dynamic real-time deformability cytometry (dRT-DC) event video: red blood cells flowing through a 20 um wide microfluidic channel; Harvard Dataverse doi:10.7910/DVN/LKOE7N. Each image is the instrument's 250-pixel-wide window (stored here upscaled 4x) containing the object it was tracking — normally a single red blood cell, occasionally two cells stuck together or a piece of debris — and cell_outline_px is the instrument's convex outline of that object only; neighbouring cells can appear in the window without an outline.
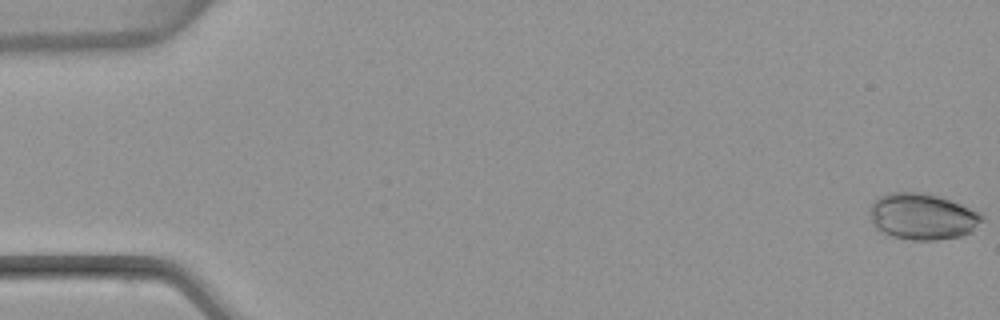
{"species": "common noctule bat (a hibernating species)", "species_latin": "Nyctalus noctula", "temperature_condition": "warm", "stored_images_in_passage": 54, "camera_frame_rate_fps": 3000, "um_per_image_px": 0.085, "animal": {"sex": "female", "body_mass_g": 22.7, "forearm_length_mm": 54.2}, "frame": {"image": 1, "passage_image": 1, "time_ms": 0.0, "image_size_px": [1000, 320], "cell_outline_px": [[984, 220], [972, 232], [960, 236], [936, 240], [912, 240], [892, 236], [880, 232], [872, 224], [872, 204], [880, 196], [888, 192], [928, 192], [952, 200], [980, 212], [984, 216]], "centroid_in_image_um": [78.46, 18.4], "position_along_channel_um": 6.5, "area_um2": 30.52}}
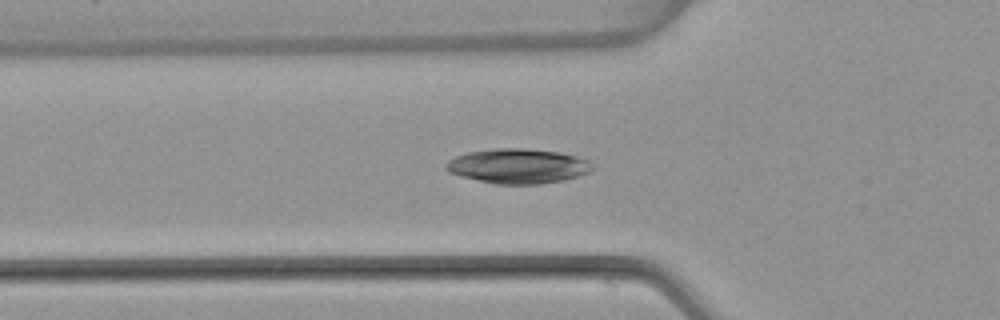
{"frame": {"image": 2, "passage_image": 19, "time_ms": 6.0, "image_size_px": [1000, 320], "cell_outline_px": [[592, 168], [588, 172], [564, 180], [540, 184], [496, 184], [460, 176], [448, 172], [444, 164], [448, 160], [456, 156], [468, 152], [492, 148], [524, 148], [560, 152], [576, 156], [588, 160]], "centroid_in_image_um": [43.98, 14.11], "position_along_channel_um": 81.8, "area_um2": 29.59}}
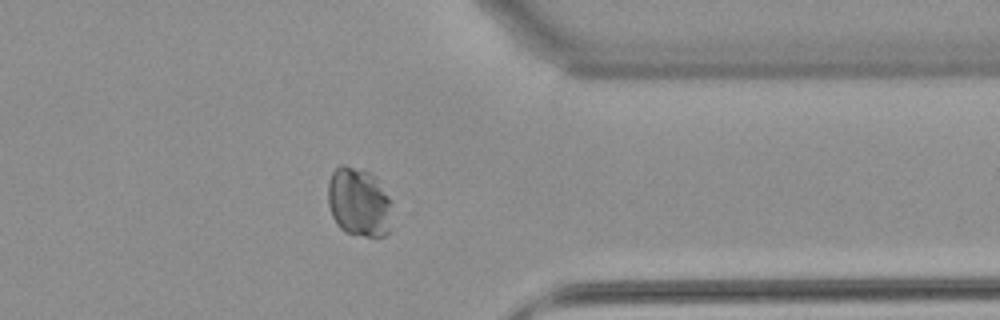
{"frame": {"image": 3, "passage_image": 43, "time_ms": 14.0, "image_size_px": [1000, 320], "cell_outline_px": [[392, 232], [384, 236], [364, 236], [344, 232], [336, 224], [332, 216], [328, 204], [328, 180], [332, 172], [340, 164], [344, 164], [372, 172], [376, 176], [388, 196]], "centroid_in_image_um": [30.49, 17.18], "position_along_channel_um": 380.9, "area_um2": 26.18}, "authors_computed_cell_mechanics": {"area_um2": 29.0734, "velocity_mm_per_s": 3.8309, "shape_relaxation_time_tau1_ms": null, "shape_relaxation_time_tau2_ms": 3.4367, "deformation_change_tau1": null, "deformation_change_tau2": 0.0578}}